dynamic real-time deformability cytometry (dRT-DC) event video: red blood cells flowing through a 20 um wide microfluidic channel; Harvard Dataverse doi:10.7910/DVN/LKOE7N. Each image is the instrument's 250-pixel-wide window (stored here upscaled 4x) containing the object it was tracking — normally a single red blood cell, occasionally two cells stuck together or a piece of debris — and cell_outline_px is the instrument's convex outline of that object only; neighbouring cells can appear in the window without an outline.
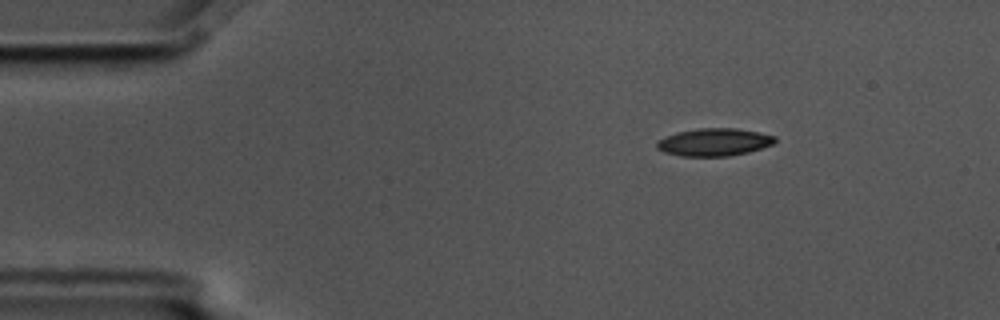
{"species": "common noctule bat (a hibernating species)", "species_latin": "Nyctalus noctula", "temperature_condition": "cold", "stored_images_in_passage": 4, "camera_frame_rate_fps": 3000, "um_per_image_px": 0.085, "animal": {"sex": "male", "body_mass_g": 17.5, "forearm_length_mm": 52.3}, "frame": {"image": 1, "passage_image": 1, "time_ms": 0.0, "image_size_px": [1000, 320], "cell_outline_px": [[776, 140], [772, 144], [748, 152], [728, 156], [680, 156], [664, 152], [656, 148], [656, 140], [676, 132], [700, 128], [736, 128], [760, 132], [776, 136]], "centroid_in_image_um": [60.67, 12.07], "position_along_channel_um": 24.3, "area_um2": 19.07}}
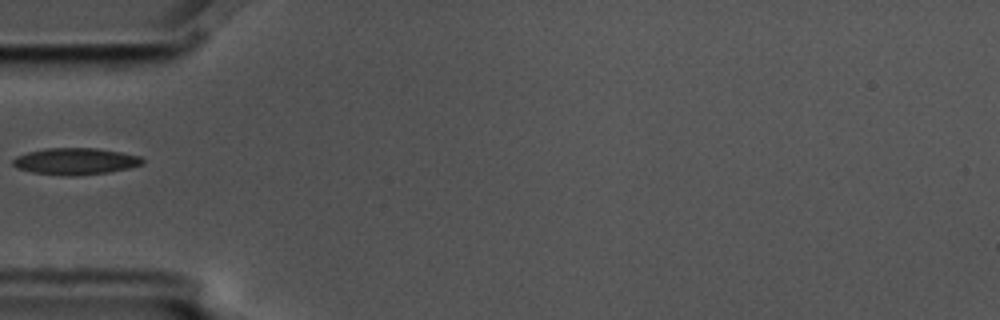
{"frame": {"image": 2, "passage_image": 3, "time_ms": 0.667, "image_size_px": [1000, 320], "cell_outline_px": [[144, 164], [128, 168], [108, 172], [72, 176], [60, 176], [32, 172], [16, 168], [12, 164], [12, 160], [16, 156], [28, 152], [44, 148], [96, 148], [120, 152], [140, 156], [144, 160]], "centroid_in_image_um": [6.38, 13.71], "position_along_channel_um": 78.6, "area_um2": 20.23}}